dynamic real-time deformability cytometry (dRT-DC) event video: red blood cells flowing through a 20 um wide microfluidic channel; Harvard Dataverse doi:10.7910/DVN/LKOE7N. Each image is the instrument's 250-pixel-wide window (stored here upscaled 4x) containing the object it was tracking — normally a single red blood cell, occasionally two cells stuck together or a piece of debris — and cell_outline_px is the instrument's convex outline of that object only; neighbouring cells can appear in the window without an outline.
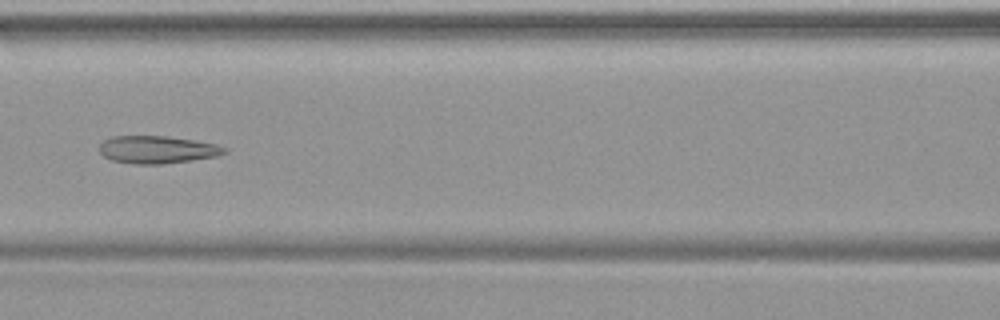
{"species": "common noctule bat (a hibernating species)", "species_latin": "Nyctalus noctula", "temperature_condition": "warm", "stored_images_in_passage": 49, "camera_frame_rate_fps": 3000, "um_per_image_px": 0.085, "animal": {"sex": "female", "body_mass_g": 19.9}, "frame": {"image": 1, "passage_image": 22, "time_ms": 7.0, "image_size_px": [1000, 320], "cell_outline_px": [[228, 152], [216, 156], [192, 160], [164, 164], [136, 164], [112, 160], [104, 156], [100, 152], [100, 144], [104, 140], [112, 136], [164, 136], [192, 140], [216, 144], [228, 148]], "centroid_in_image_um": [13.38, 12.72], "position_along_channel_um": 153.2, "area_um2": 20.0}}
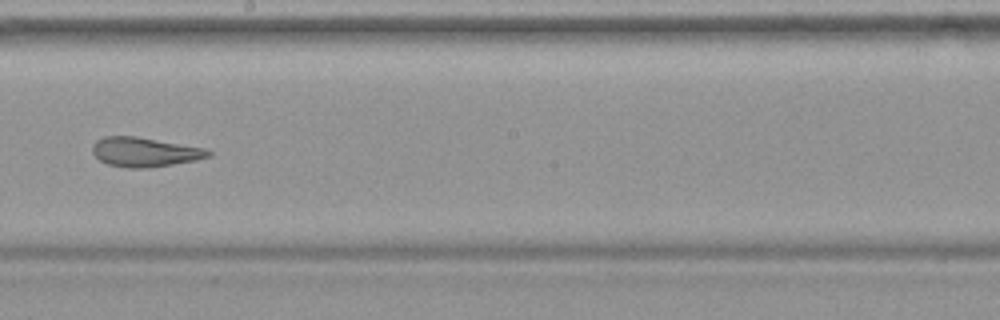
{"frame": {"image": 2, "passage_image": 28, "time_ms": 9.0, "image_size_px": [1000, 320], "cell_outline_px": [[212, 156], [196, 160], [152, 168], [128, 168], [108, 164], [100, 160], [92, 152], [92, 144], [96, 140], [104, 136], [136, 136], [204, 148], [212, 152]], "centroid_in_image_um": [12.29, 12.93], "position_along_channel_um": 235.9, "area_um2": 19.94}}
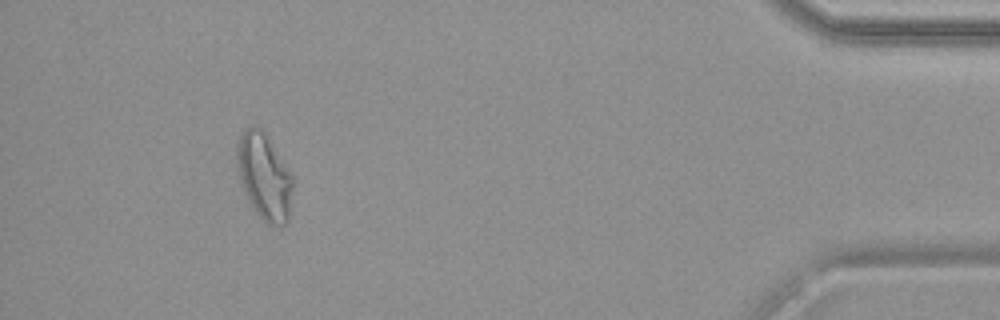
{"frame": {"image": 3, "passage_image": 45, "time_ms": 14.667, "image_size_px": [1000, 320], "cell_outline_px": [[296, 180], [288, 220], [284, 224], [268, 224], [256, 212], [244, 188], [236, 164], [236, 144], [240, 136], [252, 124], [256, 124], [264, 132]], "centroid_in_image_um": [22.5, 14.97], "position_along_channel_um": 412.7, "area_um2": 27.92}}